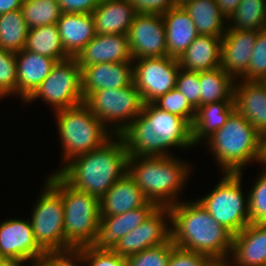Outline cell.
I'll return each instance as SVG.
<instances>
[{
    "mask_svg": "<svg viewBox=\"0 0 266 266\" xmlns=\"http://www.w3.org/2000/svg\"><path fill=\"white\" fill-rule=\"evenodd\" d=\"M169 210L171 240L175 246L203 254L214 263H227L233 234L219 224L198 200L177 202Z\"/></svg>",
    "mask_w": 266,
    "mask_h": 266,
    "instance_id": "6da1fadb",
    "label": "cell"
},
{
    "mask_svg": "<svg viewBox=\"0 0 266 266\" xmlns=\"http://www.w3.org/2000/svg\"><path fill=\"white\" fill-rule=\"evenodd\" d=\"M120 136L129 156H169V147L194 146L192 126L153 103H144L142 112Z\"/></svg>",
    "mask_w": 266,
    "mask_h": 266,
    "instance_id": "7a4b0ae2",
    "label": "cell"
},
{
    "mask_svg": "<svg viewBox=\"0 0 266 266\" xmlns=\"http://www.w3.org/2000/svg\"><path fill=\"white\" fill-rule=\"evenodd\" d=\"M101 147L79 155L56 172L76 190L89 193L99 200L111 186L127 173L128 152L120 135Z\"/></svg>",
    "mask_w": 266,
    "mask_h": 266,
    "instance_id": "3957f363",
    "label": "cell"
},
{
    "mask_svg": "<svg viewBox=\"0 0 266 266\" xmlns=\"http://www.w3.org/2000/svg\"><path fill=\"white\" fill-rule=\"evenodd\" d=\"M127 173L149 202L157 207H171L178 202L177 193L190 175V169L171 155L128 156Z\"/></svg>",
    "mask_w": 266,
    "mask_h": 266,
    "instance_id": "277c9868",
    "label": "cell"
},
{
    "mask_svg": "<svg viewBox=\"0 0 266 266\" xmlns=\"http://www.w3.org/2000/svg\"><path fill=\"white\" fill-rule=\"evenodd\" d=\"M206 141L223 173H242L248 162L257 160L259 133L236 110Z\"/></svg>",
    "mask_w": 266,
    "mask_h": 266,
    "instance_id": "5b68a950",
    "label": "cell"
},
{
    "mask_svg": "<svg viewBox=\"0 0 266 266\" xmlns=\"http://www.w3.org/2000/svg\"><path fill=\"white\" fill-rule=\"evenodd\" d=\"M47 182L63 200L65 240L74 249L90 246L100 223L99 199L71 187L57 173L50 175Z\"/></svg>",
    "mask_w": 266,
    "mask_h": 266,
    "instance_id": "8992f818",
    "label": "cell"
},
{
    "mask_svg": "<svg viewBox=\"0 0 266 266\" xmlns=\"http://www.w3.org/2000/svg\"><path fill=\"white\" fill-rule=\"evenodd\" d=\"M55 113L66 162L115 138L84 103Z\"/></svg>",
    "mask_w": 266,
    "mask_h": 266,
    "instance_id": "52a82bcc",
    "label": "cell"
},
{
    "mask_svg": "<svg viewBox=\"0 0 266 266\" xmlns=\"http://www.w3.org/2000/svg\"><path fill=\"white\" fill-rule=\"evenodd\" d=\"M241 175L242 173H225L217 186L198 200L233 235L250 223L249 200L243 197Z\"/></svg>",
    "mask_w": 266,
    "mask_h": 266,
    "instance_id": "ba28073f",
    "label": "cell"
},
{
    "mask_svg": "<svg viewBox=\"0 0 266 266\" xmlns=\"http://www.w3.org/2000/svg\"><path fill=\"white\" fill-rule=\"evenodd\" d=\"M84 104L105 126L115 123L116 127L110 131L112 135H120L142 112L144 102L133 83L118 89L94 91Z\"/></svg>",
    "mask_w": 266,
    "mask_h": 266,
    "instance_id": "9c48e42d",
    "label": "cell"
},
{
    "mask_svg": "<svg viewBox=\"0 0 266 266\" xmlns=\"http://www.w3.org/2000/svg\"><path fill=\"white\" fill-rule=\"evenodd\" d=\"M63 217L64 206L62 197L46 182L30 220L34 238L45 252L74 249L65 240Z\"/></svg>",
    "mask_w": 266,
    "mask_h": 266,
    "instance_id": "30bf717a",
    "label": "cell"
},
{
    "mask_svg": "<svg viewBox=\"0 0 266 266\" xmlns=\"http://www.w3.org/2000/svg\"><path fill=\"white\" fill-rule=\"evenodd\" d=\"M38 97L50 103L55 112L84 103L81 68L75 57L57 62L48 77L25 102Z\"/></svg>",
    "mask_w": 266,
    "mask_h": 266,
    "instance_id": "8fae6325",
    "label": "cell"
},
{
    "mask_svg": "<svg viewBox=\"0 0 266 266\" xmlns=\"http://www.w3.org/2000/svg\"><path fill=\"white\" fill-rule=\"evenodd\" d=\"M133 83L144 103H152L176 87L180 70L178 59L170 56L133 60Z\"/></svg>",
    "mask_w": 266,
    "mask_h": 266,
    "instance_id": "7c38bea8",
    "label": "cell"
},
{
    "mask_svg": "<svg viewBox=\"0 0 266 266\" xmlns=\"http://www.w3.org/2000/svg\"><path fill=\"white\" fill-rule=\"evenodd\" d=\"M165 217L170 219L169 207H157L143 223L122 237L113 251L126 258L166 243L171 238V230Z\"/></svg>",
    "mask_w": 266,
    "mask_h": 266,
    "instance_id": "4fadbf2b",
    "label": "cell"
},
{
    "mask_svg": "<svg viewBox=\"0 0 266 266\" xmlns=\"http://www.w3.org/2000/svg\"><path fill=\"white\" fill-rule=\"evenodd\" d=\"M45 253L34 238L30 220L13 218L0 223V259L35 264Z\"/></svg>",
    "mask_w": 266,
    "mask_h": 266,
    "instance_id": "5bb4252c",
    "label": "cell"
},
{
    "mask_svg": "<svg viewBox=\"0 0 266 266\" xmlns=\"http://www.w3.org/2000/svg\"><path fill=\"white\" fill-rule=\"evenodd\" d=\"M127 35L134 60L167 56L162 14L137 13Z\"/></svg>",
    "mask_w": 266,
    "mask_h": 266,
    "instance_id": "9a60e30c",
    "label": "cell"
},
{
    "mask_svg": "<svg viewBox=\"0 0 266 266\" xmlns=\"http://www.w3.org/2000/svg\"><path fill=\"white\" fill-rule=\"evenodd\" d=\"M157 208L148 202L145 206L114 216H100L97 234L91 246L97 250H114L119 240L143 223Z\"/></svg>",
    "mask_w": 266,
    "mask_h": 266,
    "instance_id": "2e32d148",
    "label": "cell"
},
{
    "mask_svg": "<svg viewBox=\"0 0 266 266\" xmlns=\"http://www.w3.org/2000/svg\"><path fill=\"white\" fill-rule=\"evenodd\" d=\"M257 34L254 30L226 29L222 36L220 67L234 79L247 72Z\"/></svg>",
    "mask_w": 266,
    "mask_h": 266,
    "instance_id": "e0dca14e",
    "label": "cell"
},
{
    "mask_svg": "<svg viewBox=\"0 0 266 266\" xmlns=\"http://www.w3.org/2000/svg\"><path fill=\"white\" fill-rule=\"evenodd\" d=\"M79 67L99 63L133 62L128 35L96 34L75 57Z\"/></svg>",
    "mask_w": 266,
    "mask_h": 266,
    "instance_id": "ac0fdd59",
    "label": "cell"
},
{
    "mask_svg": "<svg viewBox=\"0 0 266 266\" xmlns=\"http://www.w3.org/2000/svg\"><path fill=\"white\" fill-rule=\"evenodd\" d=\"M133 62L99 63L81 69L84 100L94 91L133 84Z\"/></svg>",
    "mask_w": 266,
    "mask_h": 266,
    "instance_id": "d6986e66",
    "label": "cell"
},
{
    "mask_svg": "<svg viewBox=\"0 0 266 266\" xmlns=\"http://www.w3.org/2000/svg\"><path fill=\"white\" fill-rule=\"evenodd\" d=\"M234 266H266V224L249 223L233 235Z\"/></svg>",
    "mask_w": 266,
    "mask_h": 266,
    "instance_id": "ffe728a7",
    "label": "cell"
},
{
    "mask_svg": "<svg viewBox=\"0 0 266 266\" xmlns=\"http://www.w3.org/2000/svg\"><path fill=\"white\" fill-rule=\"evenodd\" d=\"M240 82L234 87L235 110L260 134L266 131V82Z\"/></svg>",
    "mask_w": 266,
    "mask_h": 266,
    "instance_id": "44dd1931",
    "label": "cell"
},
{
    "mask_svg": "<svg viewBox=\"0 0 266 266\" xmlns=\"http://www.w3.org/2000/svg\"><path fill=\"white\" fill-rule=\"evenodd\" d=\"M17 94L25 102L48 77L57 61L25 49L15 53Z\"/></svg>",
    "mask_w": 266,
    "mask_h": 266,
    "instance_id": "7402d4cb",
    "label": "cell"
},
{
    "mask_svg": "<svg viewBox=\"0 0 266 266\" xmlns=\"http://www.w3.org/2000/svg\"><path fill=\"white\" fill-rule=\"evenodd\" d=\"M166 32L167 56L178 59L199 35L185 8L179 4L162 14Z\"/></svg>",
    "mask_w": 266,
    "mask_h": 266,
    "instance_id": "603a6c76",
    "label": "cell"
},
{
    "mask_svg": "<svg viewBox=\"0 0 266 266\" xmlns=\"http://www.w3.org/2000/svg\"><path fill=\"white\" fill-rule=\"evenodd\" d=\"M149 201L126 173L99 200L100 216H114L145 206Z\"/></svg>",
    "mask_w": 266,
    "mask_h": 266,
    "instance_id": "cb8c5ba5",
    "label": "cell"
},
{
    "mask_svg": "<svg viewBox=\"0 0 266 266\" xmlns=\"http://www.w3.org/2000/svg\"><path fill=\"white\" fill-rule=\"evenodd\" d=\"M91 14L96 34L127 35L137 12L129 0H100Z\"/></svg>",
    "mask_w": 266,
    "mask_h": 266,
    "instance_id": "d4e9b609",
    "label": "cell"
},
{
    "mask_svg": "<svg viewBox=\"0 0 266 266\" xmlns=\"http://www.w3.org/2000/svg\"><path fill=\"white\" fill-rule=\"evenodd\" d=\"M57 26L62 46L70 57H76L96 35L92 14L62 13Z\"/></svg>",
    "mask_w": 266,
    "mask_h": 266,
    "instance_id": "484cf974",
    "label": "cell"
},
{
    "mask_svg": "<svg viewBox=\"0 0 266 266\" xmlns=\"http://www.w3.org/2000/svg\"><path fill=\"white\" fill-rule=\"evenodd\" d=\"M222 37L198 35L178 58L181 69L202 72L220 67Z\"/></svg>",
    "mask_w": 266,
    "mask_h": 266,
    "instance_id": "4316f807",
    "label": "cell"
},
{
    "mask_svg": "<svg viewBox=\"0 0 266 266\" xmlns=\"http://www.w3.org/2000/svg\"><path fill=\"white\" fill-rule=\"evenodd\" d=\"M235 110L233 100H223L199 106L192 124L193 144H198L203 138L211 137L227 121Z\"/></svg>",
    "mask_w": 266,
    "mask_h": 266,
    "instance_id": "83f0119b",
    "label": "cell"
},
{
    "mask_svg": "<svg viewBox=\"0 0 266 266\" xmlns=\"http://www.w3.org/2000/svg\"><path fill=\"white\" fill-rule=\"evenodd\" d=\"M180 4L189 13L199 35L222 37L225 34L227 27L223 23L227 18L216 0H180Z\"/></svg>",
    "mask_w": 266,
    "mask_h": 266,
    "instance_id": "f1b7e54d",
    "label": "cell"
},
{
    "mask_svg": "<svg viewBox=\"0 0 266 266\" xmlns=\"http://www.w3.org/2000/svg\"><path fill=\"white\" fill-rule=\"evenodd\" d=\"M24 49L53 58L57 62L70 57L62 46L57 24L29 29Z\"/></svg>",
    "mask_w": 266,
    "mask_h": 266,
    "instance_id": "f546056e",
    "label": "cell"
},
{
    "mask_svg": "<svg viewBox=\"0 0 266 266\" xmlns=\"http://www.w3.org/2000/svg\"><path fill=\"white\" fill-rule=\"evenodd\" d=\"M200 106L223 100H233L235 79L221 67L199 72Z\"/></svg>",
    "mask_w": 266,
    "mask_h": 266,
    "instance_id": "4dcf8cb0",
    "label": "cell"
},
{
    "mask_svg": "<svg viewBox=\"0 0 266 266\" xmlns=\"http://www.w3.org/2000/svg\"><path fill=\"white\" fill-rule=\"evenodd\" d=\"M29 28L22 10L0 15V48L19 52L25 47Z\"/></svg>",
    "mask_w": 266,
    "mask_h": 266,
    "instance_id": "1f68e13d",
    "label": "cell"
},
{
    "mask_svg": "<svg viewBox=\"0 0 266 266\" xmlns=\"http://www.w3.org/2000/svg\"><path fill=\"white\" fill-rule=\"evenodd\" d=\"M231 27L236 30H263L266 29V1L242 0L234 13L228 18Z\"/></svg>",
    "mask_w": 266,
    "mask_h": 266,
    "instance_id": "d6a6232c",
    "label": "cell"
},
{
    "mask_svg": "<svg viewBox=\"0 0 266 266\" xmlns=\"http://www.w3.org/2000/svg\"><path fill=\"white\" fill-rule=\"evenodd\" d=\"M21 10L29 29L57 24L62 15L57 0H23Z\"/></svg>",
    "mask_w": 266,
    "mask_h": 266,
    "instance_id": "836d02e7",
    "label": "cell"
},
{
    "mask_svg": "<svg viewBox=\"0 0 266 266\" xmlns=\"http://www.w3.org/2000/svg\"><path fill=\"white\" fill-rule=\"evenodd\" d=\"M152 103L161 110L184 118L192 126L196 110L176 87L161 95Z\"/></svg>",
    "mask_w": 266,
    "mask_h": 266,
    "instance_id": "e575fe53",
    "label": "cell"
},
{
    "mask_svg": "<svg viewBox=\"0 0 266 266\" xmlns=\"http://www.w3.org/2000/svg\"><path fill=\"white\" fill-rule=\"evenodd\" d=\"M174 247L170 238L164 244L147 248L125 259L128 266H167Z\"/></svg>",
    "mask_w": 266,
    "mask_h": 266,
    "instance_id": "d590c367",
    "label": "cell"
},
{
    "mask_svg": "<svg viewBox=\"0 0 266 266\" xmlns=\"http://www.w3.org/2000/svg\"><path fill=\"white\" fill-rule=\"evenodd\" d=\"M243 76L244 81H266V29L258 30L249 68Z\"/></svg>",
    "mask_w": 266,
    "mask_h": 266,
    "instance_id": "8d00e7d4",
    "label": "cell"
},
{
    "mask_svg": "<svg viewBox=\"0 0 266 266\" xmlns=\"http://www.w3.org/2000/svg\"><path fill=\"white\" fill-rule=\"evenodd\" d=\"M248 193L250 223L266 224V168Z\"/></svg>",
    "mask_w": 266,
    "mask_h": 266,
    "instance_id": "74e56055",
    "label": "cell"
},
{
    "mask_svg": "<svg viewBox=\"0 0 266 266\" xmlns=\"http://www.w3.org/2000/svg\"><path fill=\"white\" fill-rule=\"evenodd\" d=\"M17 93L15 52L0 48V97Z\"/></svg>",
    "mask_w": 266,
    "mask_h": 266,
    "instance_id": "f35d334b",
    "label": "cell"
},
{
    "mask_svg": "<svg viewBox=\"0 0 266 266\" xmlns=\"http://www.w3.org/2000/svg\"><path fill=\"white\" fill-rule=\"evenodd\" d=\"M176 88L185 96L195 110L200 106L201 84L199 72L180 68L177 76Z\"/></svg>",
    "mask_w": 266,
    "mask_h": 266,
    "instance_id": "ab89813d",
    "label": "cell"
},
{
    "mask_svg": "<svg viewBox=\"0 0 266 266\" xmlns=\"http://www.w3.org/2000/svg\"><path fill=\"white\" fill-rule=\"evenodd\" d=\"M86 266H128L124 257L119 256L113 250H97L90 246L77 248Z\"/></svg>",
    "mask_w": 266,
    "mask_h": 266,
    "instance_id": "60d3db41",
    "label": "cell"
},
{
    "mask_svg": "<svg viewBox=\"0 0 266 266\" xmlns=\"http://www.w3.org/2000/svg\"><path fill=\"white\" fill-rule=\"evenodd\" d=\"M215 263L207 256L175 246L167 266H213Z\"/></svg>",
    "mask_w": 266,
    "mask_h": 266,
    "instance_id": "b9f144b4",
    "label": "cell"
},
{
    "mask_svg": "<svg viewBox=\"0 0 266 266\" xmlns=\"http://www.w3.org/2000/svg\"><path fill=\"white\" fill-rule=\"evenodd\" d=\"M83 259L78 249L68 251L46 252L45 255L32 266H78Z\"/></svg>",
    "mask_w": 266,
    "mask_h": 266,
    "instance_id": "7bdbcfd3",
    "label": "cell"
},
{
    "mask_svg": "<svg viewBox=\"0 0 266 266\" xmlns=\"http://www.w3.org/2000/svg\"><path fill=\"white\" fill-rule=\"evenodd\" d=\"M137 13L164 14L180 4V0H129Z\"/></svg>",
    "mask_w": 266,
    "mask_h": 266,
    "instance_id": "ee69618b",
    "label": "cell"
},
{
    "mask_svg": "<svg viewBox=\"0 0 266 266\" xmlns=\"http://www.w3.org/2000/svg\"><path fill=\"white\" fill-rule=\"evenodd\" d=\"M62 13L91 14L100 0H57Z\"/></svg>",
    "mask_w": 266,
    "mask_h": 266,
    "instance_id": "f6af8a7d",
    "label": "cell"
},
{
    "mask_svg": "<svg viewBox=\"0 0 266 266\" xmlns=\"http://www.w3.org/2000/svg\"><path fill=\"white\" fill-rule=\"evenodd\" d=\"M242 0H216L221 13L228 18L234 13Z\"/></svg>",
    "mask_w": 266,
    "mask_h": 266,
    "instance_id": "bcb514c9",
    "label": "cell"
},
{
    "mask_svg": "<svg viewBox=\"0 0 266 266\" xmlns=\"http://www.w3.org/2000/svg\"><path fill=\"white\" fill-rule=\"evenodd\" d=\"M23 0H0V15L21 9Z\"/></svg>",
    "mask_w": 266,
    "mask_h": 266,
    "instance_id": "7dc6e473",
    "label": "cell"
},
{
    "mask_svg": "<svg viewBox=\"0 0 266 266\" xmlns=\"http://www.w3.org/2000/svg\"><path fill=\"white\" fill-rule=\"evenodd\" d=\"M257 162L263 163L266 168V131L259 134Z\"/></svg>",
    "mask_w": 266,
    "mask_h": 266,
    "instance_id": "c3c4849f",
    "label": "cell"
},
{
    "mask_svg": "<svg viewBox=\"0 0 266 266\" xmlns=\"http://www.w3.org/2000/svg\"><path fill=\"white\" fill-rule=\"evenodd\" d=\"M0 266H22V264L13 260L0 259Z\"/></svg>",
    "mask_w": 266,
    "mask_h": 266,
    "instance_id": "681fc988",
    "label": "cell"
},
{
    "mask_svg": "<svg viewBox=\"0 0 266 266\" xmlns=\"http://www.w3.org/2000/svg\"><path fill=\"white\" fill-rule=\"evenodd\" d=\"M213 266H229L227 263H215Z\"/></svg>",
    "mask_w": 266,
    "mask_h": 266,
    "instance_id": "f907efd6",
    "label": "cell"
},
{
    "mask_svg": "<svg viewBox=\"0 0 266 266\" xmlns=\"http://www.w3.org/2000/svg\"><path fill=\"white\" fill-rule=\"evenodd\" d=\"M227 264H228L229 266H231V264H233V263H230V261H228Z\"/></svg>",
    "mask_w": 266,
    "mask_h": 266,
    "instance_id": "816d5d0a",
    "label": "cell"
}]
</instances>
